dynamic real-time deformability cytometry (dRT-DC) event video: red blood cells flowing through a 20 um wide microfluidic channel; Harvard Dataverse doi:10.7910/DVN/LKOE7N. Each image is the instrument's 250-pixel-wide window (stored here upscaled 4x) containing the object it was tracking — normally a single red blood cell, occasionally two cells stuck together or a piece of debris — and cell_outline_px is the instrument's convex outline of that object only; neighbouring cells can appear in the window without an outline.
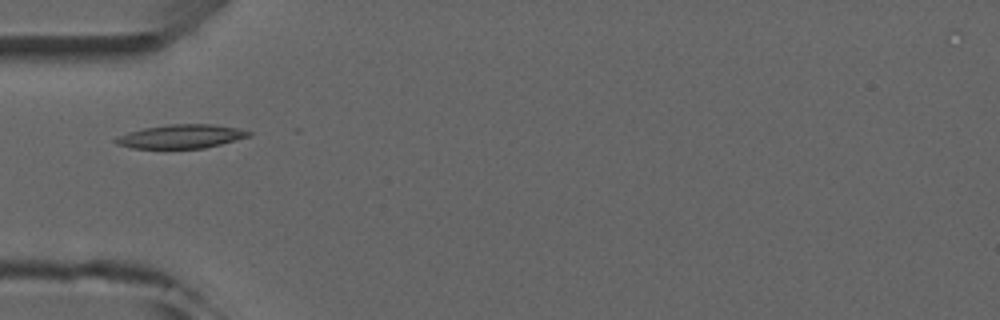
{"species": "common noctule bat (a hibernating species)", "species_latin": "Nyctalus noctula", "temperature_condition": "room temperature", "stored_images_in_passage": 5, "camera_frame_rate_fps": 3000, "um_per_image_px": 0.085, "animal": {"sex": "male", "forearm_length_mm": 52.5}, "frame": {"image": 1, "passage_image": 4, "time_ms": 3.667, "image_size_px": [1000, 320], "cell_outline_px": [[252, 132], [248, 136], [220, 144], [204, 148], [132, 148], [116, 144], [112, 140], [116, 136], [128, 132], [144, 128], [168, 124], [212, 124], [236, 128]], "centroid_in_image_um": [15.31, 11.59], "position_along_channel_um": 69.7, "area_um2": 18.26}}
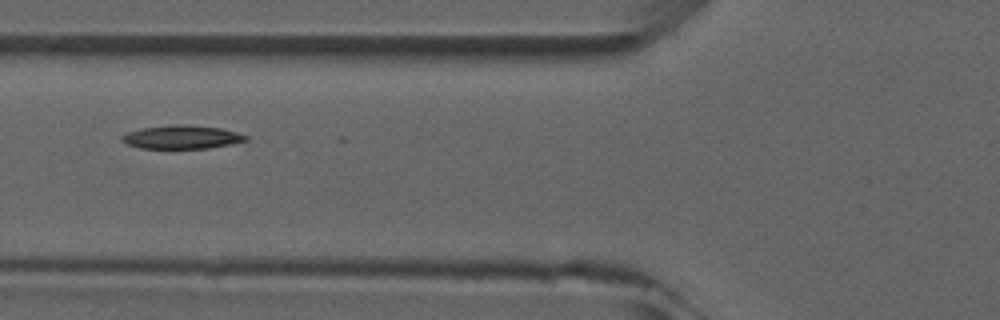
{"frame": {"image": 2, "passage_image": 5, "time_ms": 4.667, "image_size_px": [1000, 320], "cell_outline_px": [[248, 140], [232, 144], [208, 148], [140, 148], [128, 144], [120, 140], [120, 136], [128, 132], [144, 128], [176, 124], [184, 124], [220, 128], [236, 132], [248, 136]], "centroid_in_image_um": [15.46, 11.65], "position_along_channel_um": 110.3, "area_um2": 16.82}}